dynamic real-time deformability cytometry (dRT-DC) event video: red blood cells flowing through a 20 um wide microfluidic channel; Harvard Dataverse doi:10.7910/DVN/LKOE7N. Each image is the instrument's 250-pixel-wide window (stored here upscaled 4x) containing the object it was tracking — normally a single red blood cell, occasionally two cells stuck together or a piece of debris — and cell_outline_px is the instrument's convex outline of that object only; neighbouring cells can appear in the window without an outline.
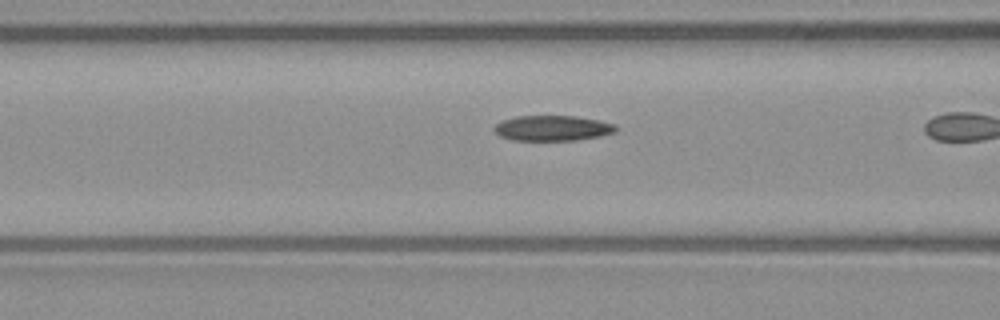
{"species": "common noctule bat (a hibernating species)", "species_latin": "Nyctalus noctula", "temperature_condition": "warm", "stored_images_in_passage": 17, "camera_frame_rate_fps": 3000, "um_per_image_px": 0.085, "animal": {"sex": "male", "body_mass_g": 23.1, "forearm_length_mm": 52.7}, "frame": {"image": 1, "passage_image": 10, "time_ms": 3.0, "image_size_px": [1000, 320], "cell_outline_px": [[616, 132], [600, 136], [576, 140], [512, 140], [500, 136], [492, 128], [500, 120], [516, 116], [576, 116], [600, 120], [616, 124]], "centroid_in_image_um": [46.96, 10.88], "position_along_channel_um": 119.6, "area_um2": 18.09}}